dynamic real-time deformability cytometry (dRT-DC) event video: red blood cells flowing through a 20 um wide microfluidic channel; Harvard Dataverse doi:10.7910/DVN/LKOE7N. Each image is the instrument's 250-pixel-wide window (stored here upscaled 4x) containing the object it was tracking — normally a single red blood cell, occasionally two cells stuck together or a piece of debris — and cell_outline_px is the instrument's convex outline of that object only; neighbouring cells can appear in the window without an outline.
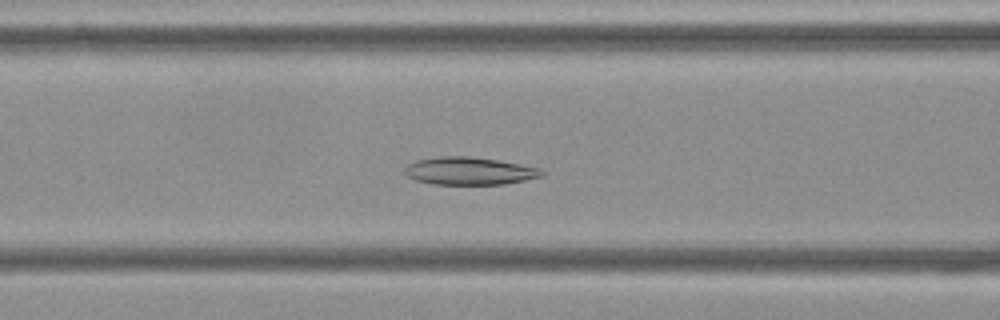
{"species": "Egyptian fruit bat (a non-hibernating species)", "species_latin": "Rousettus aegyptiacus", "temperature_condition": "cold", "stored_images_in_passage": 56, "camera_frame_rate_fps": 3000, "um_per_image_px": 0.085, "frame": {"image": 1, "passage_image": 23, "time_ms": 7.333, "image_size_px": [1000, 320], "cell_outline_px": [[548, 172], [544, 176], [504, 184], [432, 184], [416, 180], [408, 176], [404, 172], [404, 168], [408, 164], [416, 160], [440, 156], [468, 156], [496, 160], [540, 168]], "centroid_in_image_um": [39.91, 14.53], "position_along_channel_um": 126.7, "area_um2": 22.08}}
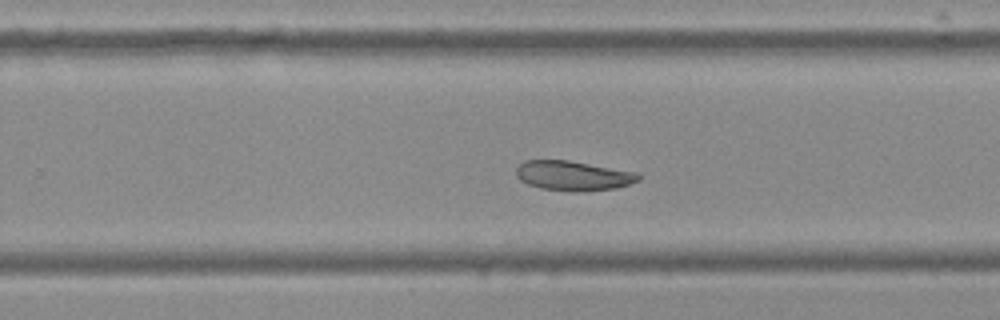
{"frame": {"image": 2, "passage_image": 36, "time_ms": 11.667, "image_size_px": [1000, 320], "cell_outline_px": [[640, 180], [616, 188], [576, 192], [572, 192], [540, 188], [528, 184], [520, 180], [516, 176], [516, 168], [524, 160], [568, 160], [636, 172], [640, 176]], "centroid_in_image_um": [48.69, 14.94], "position_along_channel_um": 281.1, "area_um2": 21.15}}
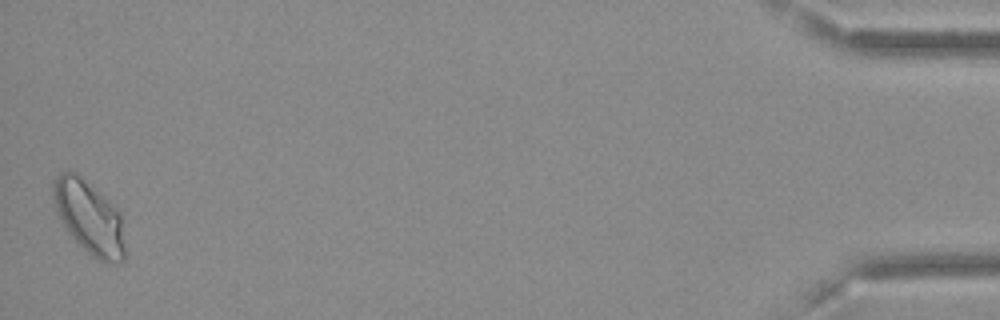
{"frame": {"image": 3, "passage_image": 56, "time_ms": 18.333, "image_size_px": [1000, 320], "cell_outline_px": [[124, 260], [120, 264], [108, 264], [92, 256], [72, 236], [56, 212], [52, 200], [52, 180], [60, 172], [76, 172], [108, 200], [120, 212], [124, 244]], "centroid_in_image_um": [7.56, 18.47], "position_along_channel_um": 427.6, "area_um2": 30.4}}